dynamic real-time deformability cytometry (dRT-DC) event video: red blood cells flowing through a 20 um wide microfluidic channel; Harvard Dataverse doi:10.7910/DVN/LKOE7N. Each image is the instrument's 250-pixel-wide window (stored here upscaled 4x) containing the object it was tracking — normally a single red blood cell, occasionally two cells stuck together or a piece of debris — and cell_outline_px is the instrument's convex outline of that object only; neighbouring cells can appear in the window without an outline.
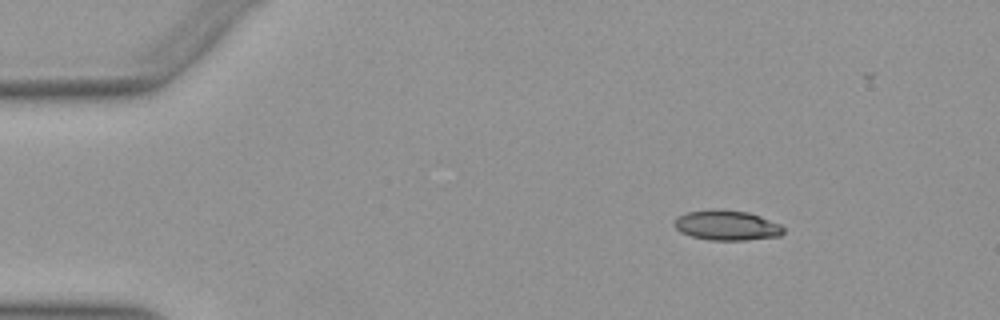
{"species": "Egyptian fruit bat (a non-hibernating species)", "species_latin": "Rousettus aegyptiacus", "temperature_condition": "warm", "stored_images_in_passage": 36, "camera_frame_rate_fps": 3000, "um_per_image_px": 0.085, "animal": {"sex": "female"}, "frame": {"image": 1, "passage_image": 1, "time_ms": 0.0, "image_size_px": [1000, 320], "cell_outline_px": [[784, 232], [780, 236], [748, 240], [708, 240], [692, 236], [680, 232], [672, 224], [676, 216], [688, 212], [712, 208], [748, 212], [760, 216], [780, 224], [784, 228]], "centroid_in_image_um": [61.75, 19.15], "position_along_channel_um": 23.3, "area_um2": 19.31}}
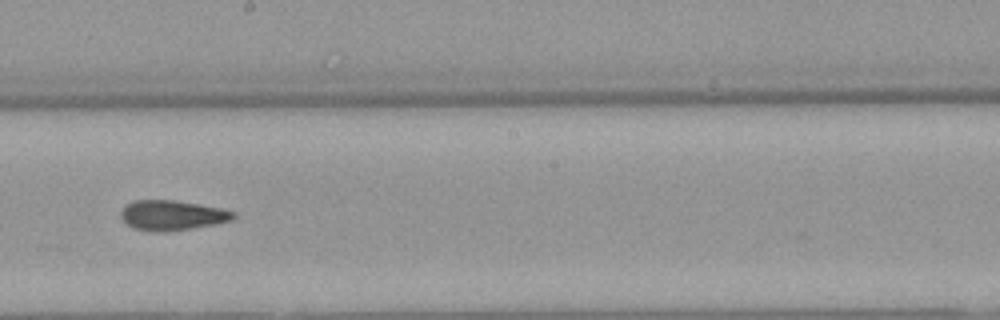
{"frame": {"image": 2, "passage_image": 23, "time_ms": 7.333, "image_size_px": [1000, 320], "cell_outline_px": [[236, 216], [232, 220], [216, 224], [192, 228], [164, 232], [152, 232], [132, 228], [120, 216], [120, 212], [124, 204], [136, 200], [176, 200], [220, 208], [236, 212]], "centroid_in_image_um": [14.61, 18.3], "position_along_channel_um": 233.6, "area_um2": 19.83}}
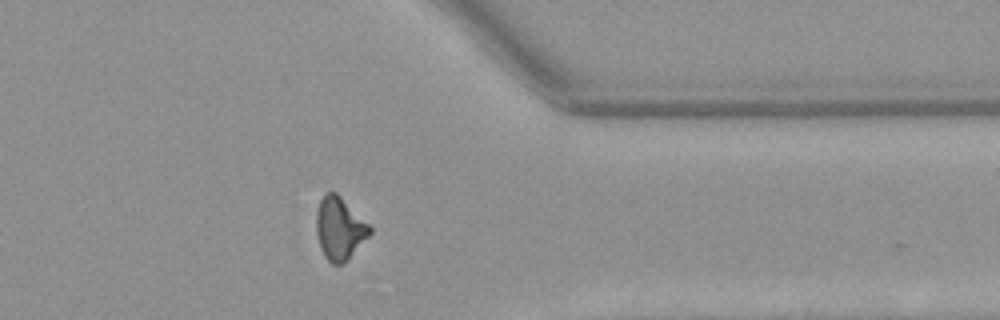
{"frame": {"image": 3, "passage_image": 35, "time_ms": 11.333, "image_size_px": [1000, 320], "cell_outline_px": [[372, 232], [348, 260], [344, 264], [332, 264], [324, 256], [320, 248], [316, 232], [316, 212], [320, 200], [328, 192], [336, 192], [372, 228]], "centroid_in_image_um": [28.85, 19.45], "position_along_channel_um": 382.6, "area_um2": 19.36}}